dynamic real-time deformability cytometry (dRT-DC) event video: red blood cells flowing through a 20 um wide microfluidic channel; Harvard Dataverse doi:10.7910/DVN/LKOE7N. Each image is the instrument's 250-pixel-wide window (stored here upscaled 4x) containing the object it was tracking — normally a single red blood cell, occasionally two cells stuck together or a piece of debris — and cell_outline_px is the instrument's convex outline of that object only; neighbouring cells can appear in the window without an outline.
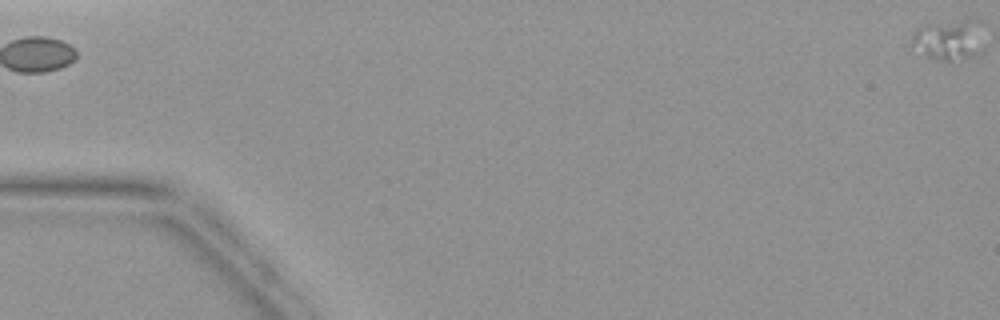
{"species": "common noctule bat (a hibernating species)", "species_latin": "Nyctalus noctula", "temperature_condition": "warm", "stored_images_in_passage": 4, "camera_frame_rate_fps": 3000, "um_per_image_px": 0.085, "animal": {"sex": "female", "body_mass_g": 19.9}, "frame": {"image": 1, "passage_image": 1, "time_ms": 0.0, "image_size_px": [1000, 320], "cell_outline_px": [[984, 48], [980, 52], [972, 56], [944, 64], [932, 60], [908, 48], [908, 44], [916, 28], [928, 24], [976, 16], [984, 20]], "centroid_in_image_um": [80.7, 3.37], "position_along_channel_um": 4.3, "area_um2": 19.13}}
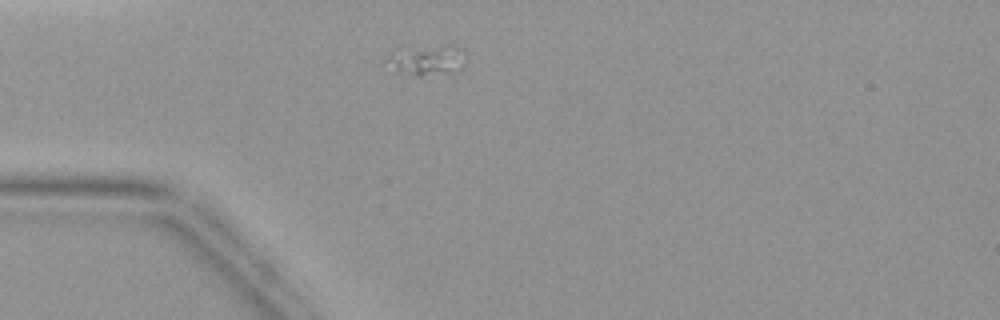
{"frame": {"image": 2, "passage_image": 4, "time_ms": 4.333, "image_size_px": [1000, 320], "cell_outline_px": [[464, 64], [460, 68], [452, 72], [420, 76], [396, 68], [384, 60], [388, 56], [444, 44], [456, 44], [460, 48]], "centroid_in_image_um": [36.46, 5.12], "position_along_channel_um": 48.5, "area_um2": 12.43}}